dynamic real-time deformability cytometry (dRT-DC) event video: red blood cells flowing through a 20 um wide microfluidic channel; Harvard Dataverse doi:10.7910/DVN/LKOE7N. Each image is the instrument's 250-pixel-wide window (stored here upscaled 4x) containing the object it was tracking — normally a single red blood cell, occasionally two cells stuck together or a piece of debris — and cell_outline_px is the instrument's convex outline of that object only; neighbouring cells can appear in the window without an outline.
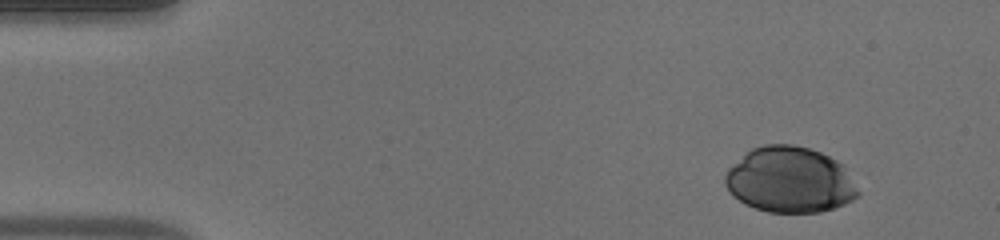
{"species": "human", "species_latin": "Homo sapiens", "temperature_condition": "warm", "stored_images_in_passage": 45, "camera_frame_rate_fps": 3000, "um_per_image_px": 0.085, "donor": {"sex": "male"}, "frame": {"image": 1, "passage_image": 1, "time_ms": 0.0, "image_size_px": [1000, 240], "cell_outline_px": [[860, 192], [852, 200], [844, 204], [820, 212], [768, 212], [744, 204], [732, 196], [724, 184], [724, 176], [728, 168], [752, 148], [764, 144], [792, 144], [808, 148], [820, 152], [836, 160], [840, 164]], "centroid_in_image_um": [67.08, 15.29], "position_along_channel_um": 17.9, "area_um2": 50.63}}
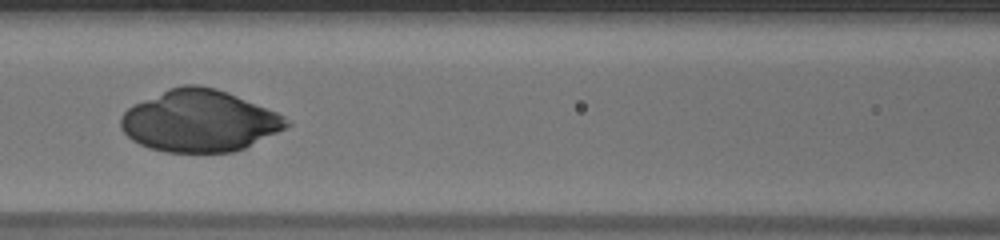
{"frame": {"image": 2, "passage_image": 18, "time_ms": 5.667, "image_size_px": [1000, 240], "cell_outline_px": [[292, 124], [244, 148], [232, 152], [164, 152], [148, 148], [132, 140], [120, 128], [120, 116], [128, 108], [168, 88], [184, 84], [200, 84], [216, 88], [228, 92], [276, 112], [284, 116]], "centroid_in_image_um": [16.92, 10.27], "position_along_channel_um": 149.7, "area_um2": 59.36}}
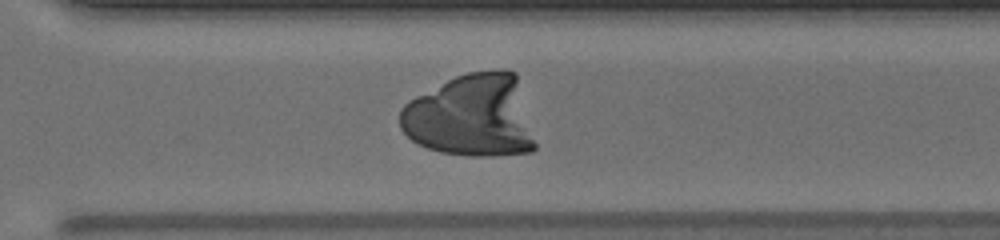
{"frame": {"image": 3, "passage_image": 31, "time_ms": 10.0, "image_size_px": [1000, 240], "cell_outline_px": [[536, 148], [532, 152], [492, 156], [468, 156], [440, 152], [416, 144], [400, 128], [400, 108], [408, 100], [456, 76], [468, 72], [496, 68], [508, 68], [516, 72], [536, 144]], "centroid_in_image_um": [40.07, 9.84], "position_along_channel_um": 330.5, "area_um2": 65.78}}